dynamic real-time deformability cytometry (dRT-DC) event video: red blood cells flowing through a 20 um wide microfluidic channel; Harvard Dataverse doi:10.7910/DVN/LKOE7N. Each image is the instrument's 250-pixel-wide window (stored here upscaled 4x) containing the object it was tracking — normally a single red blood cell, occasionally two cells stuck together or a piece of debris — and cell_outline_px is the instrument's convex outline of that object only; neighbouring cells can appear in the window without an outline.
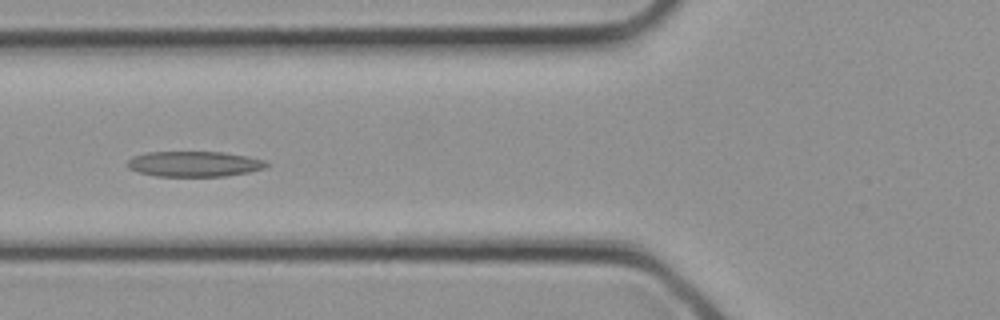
{"species": "common noctule bat (a hibernating species)", "species_latin": "Nyctalus noctula", "temperature_condition": "cold", "stored_images_in_passage": 21, "camera_frame_rate_fps": 3000, "um_per_image_px": 0.085, "animal": {"sex": "female", "body_mass_g": 21.9}, "frame": {"image": 1, "passage_image": 12, "time_ms": 3.667, "image_size_px": [1000, 320], "cell_outline_px": [[272, 164], [264, 168], [248, 172], [224, 176], [156, 176], [140, 172], [128, 168], [128, 160], [132, 156], [148, 152], [224, 152], [248, 156], [264, 160]], "centroid_in_image_um": [16.54, 13.93], "position_along_channel_um": 109.3, "area_um2": 20.58}}
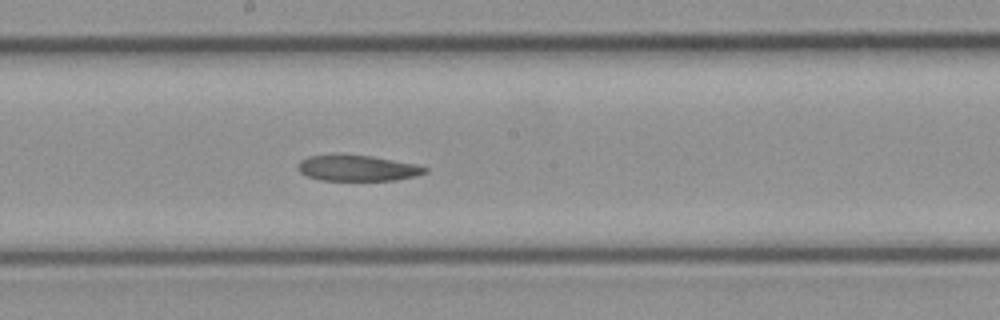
{"frame": {"image": 2, "passage_image": 17, "time_ms": 5.333, "image_size_px": [1000, 320], "cell_outline_px": [[428, 172], [416, 176], [396, 180], [320, 180], [308, 176], [300, 172], [296, 168], [296, 164], [300, 160], [308, 156], [372, 156], [416, 164], [428, 168]], "centroid_in_image_um": [30.4, 14.31], "position_along_channel_um": 217.8, "area_um2": 18.84}}
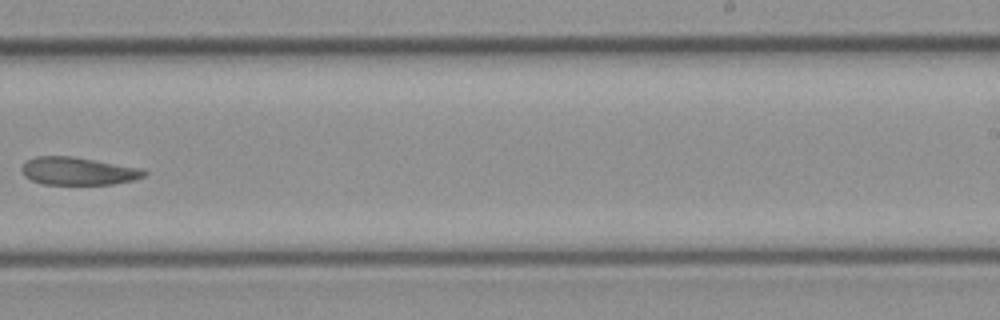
{"frame": {"image": 3, "passage_image": 20, "time_ms": 6.333, "image_size_px": [1000, 320], "cell_outline_px": [[148, 172], [144, 176], [132, 180], [112, 184], [44, 184], [32, 180], [24, 176], [20, 172], [20, 168], [28, 160], [36, 156], [72, 156], [144, 168]], "centroid_in_image_um": [6.65, 14.53], "position_along_channel_um": 282.4, "area_um2": 19.88}}